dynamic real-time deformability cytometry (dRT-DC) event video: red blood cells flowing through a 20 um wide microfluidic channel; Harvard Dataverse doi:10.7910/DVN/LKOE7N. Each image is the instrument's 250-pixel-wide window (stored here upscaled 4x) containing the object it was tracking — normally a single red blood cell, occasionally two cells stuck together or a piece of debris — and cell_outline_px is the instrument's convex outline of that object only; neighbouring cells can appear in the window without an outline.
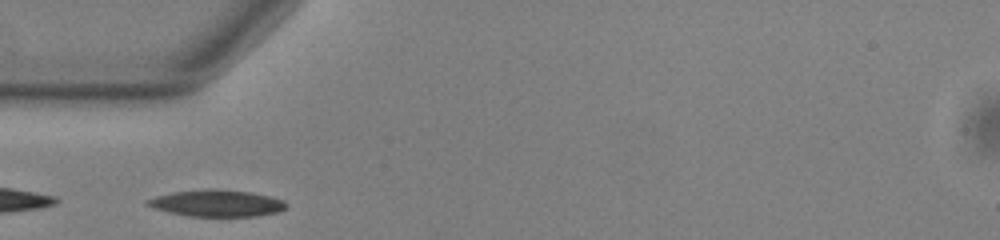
{"species": "common noctule bat (a hibernating species)", "species_latin": "Nyctalus noctula", "temperature_condition": "warm", "stored_images_in_passage": 26, "camera_frame_rate_fps": 3000, "um_per_image_px": 0.085, "animal": {"sex": "male", "body_mass_g": 13.0, "forearm_length_mm": 53.1}, "frame": {"image": 1, "passage_image": 4, "time_ms": 1.0, "image_size_px": [1000, 240], "cell_outline_px": [[288, 204], [280, 212], [256, 216], [188, 216], [168, 212], [152, 208], [144, 204], [144, 200], [156, 196], [172, 192], [208, 188], [212, 188], [252, 192], [284, 200]], "centroid_in_image_um": [18.39, 17.27], "position_along_channel_um": 66.6, "area_um2": 21.85}}
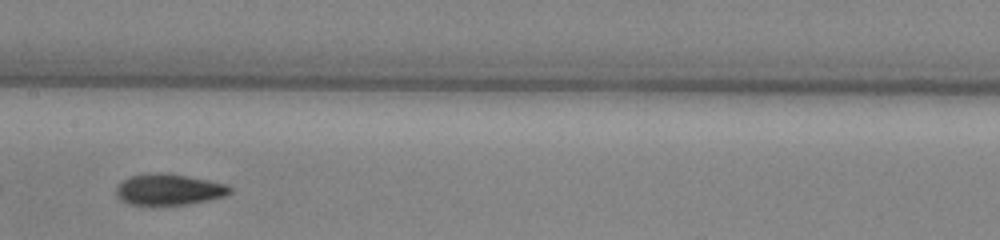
{"frame": {"image": 2, "passage_image": 14, "time_ms": 4.333, "image_size_px": [1000, 240], "cell_outline_px": [[232, 192], [228, 196], [188, 204], [128, 204], [120, 200], [116, 196], [116, 188], [120, 180], [128, 176], [160, 172], [184, 176], [228, 184], [232, 188]], "centroid_in_image_um": [14.34, 16.11], "position_along_channel_um": 193.1, "area_um2": 20.63}}
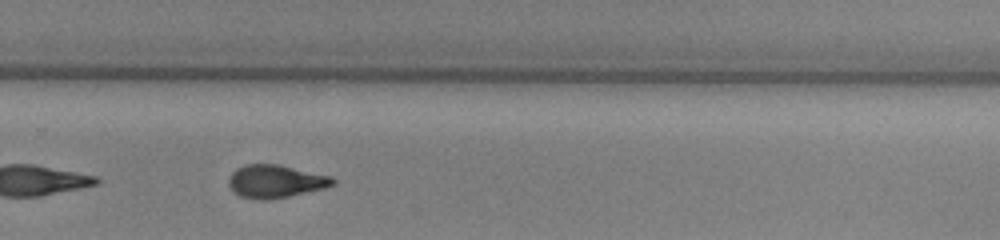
{"frame": {"image": 3, "passage_image": 23, "time_ms": 7.333, "image_size_px": [1000, 240], "cell_outline_px": [[336, 184], [324, 188], [288, 196], [268, 200], [252, 200], [240, 196], [228, 184], [228, 180], [232, 172], [236, 168], [244, 164], [280, 164], [332, 176], [336, 180]], "centroid_in_image_um": [23.43, 15.4], "position_along_channel_um": 306.4, "area_um2": 20.17}}